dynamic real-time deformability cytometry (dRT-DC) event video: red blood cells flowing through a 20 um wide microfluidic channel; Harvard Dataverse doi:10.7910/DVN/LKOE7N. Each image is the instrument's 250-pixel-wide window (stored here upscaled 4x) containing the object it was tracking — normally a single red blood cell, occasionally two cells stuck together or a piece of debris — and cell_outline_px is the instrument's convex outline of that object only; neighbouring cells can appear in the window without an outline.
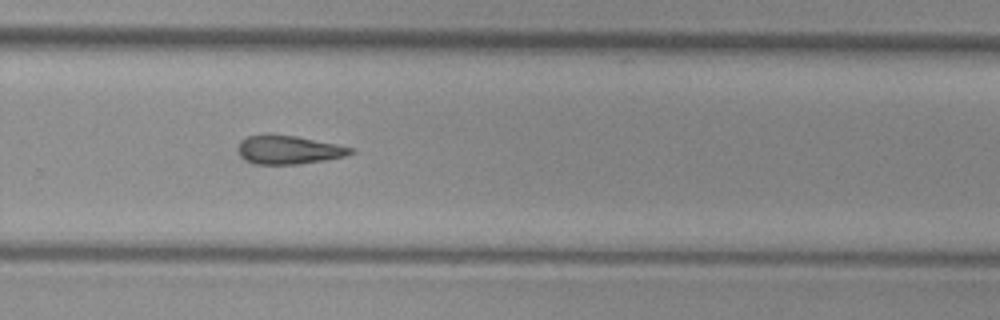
{"species": "common noctule bat (a hibernating species)", "species_latin": "Nyctalus noctula", "temperature_condition": "cold", "stored_images_in_passage": 15, "camera_frame_rate_fps": 3000, "um_per_image_px": 0.085, "animal": {"sex": "female", "body_mass_g": 29.2, "forearm_length_mm": 56.3}, "frame": {"image": 1, "passage_image": 11, "time_ms": 13.667, "image_size_px": [1000, 320], "cell_outline_px": [[356, 152], [344, 156], [324, 160], [296, 164], [252, 164], [244, 160], [240, 156], [236, 148], [240, 140], [248, 136], [264, 132], [268, 132], [296, 136], [356, 148]], "centroid_in_image_um": [24.47, 12.7], "position_along_channel_um": 305.3, "area_um2": 19.31}}
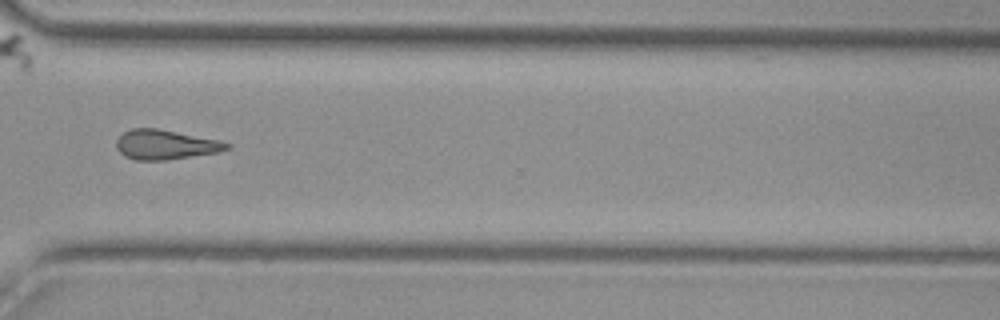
{"frame": {"image": 2, "passage_image": 12, "time_ms": 15.0, "image_size_px": [1000, 320], "cell_outline_px": [[232, 144], [228, 148], [216, 152], [164, 160], [136, 160], [124, 156], [116, 148], [116, 140], [124, 132], [132, 128], [156, 128], [220, 140]], "centroid_in_image_um": [14.02, 12.29], "position_along_channel_um": 356.6, "area_um2": 18.84}}
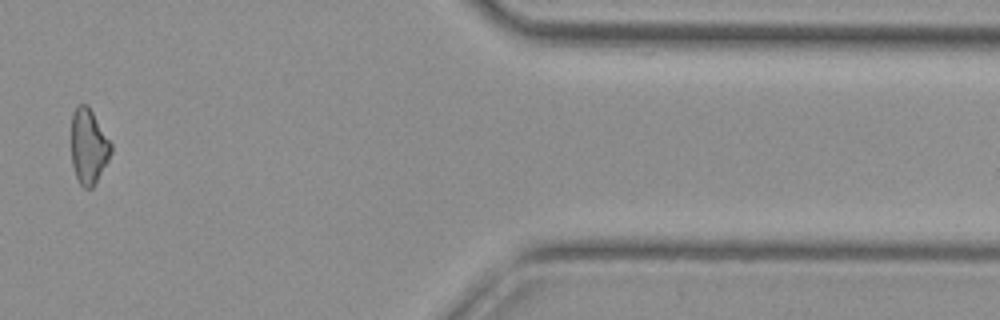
{"frame": {"image": 3, "passage_image": 14, "time_ms": 17.333, "image_size_px": [1000, 320], "cell_outline_px": [[112, 152], [108, 160], [92, 188], [84, 188], [80, 184], [76, 176], [72, 164], [72, 116], [76, 108], [80, 104], [88, 104], [112, 144]], "centroid_in_image_um": [7.54, 12.44], "position_along_channel_um": 403.9, "area_um2": 17.17}}